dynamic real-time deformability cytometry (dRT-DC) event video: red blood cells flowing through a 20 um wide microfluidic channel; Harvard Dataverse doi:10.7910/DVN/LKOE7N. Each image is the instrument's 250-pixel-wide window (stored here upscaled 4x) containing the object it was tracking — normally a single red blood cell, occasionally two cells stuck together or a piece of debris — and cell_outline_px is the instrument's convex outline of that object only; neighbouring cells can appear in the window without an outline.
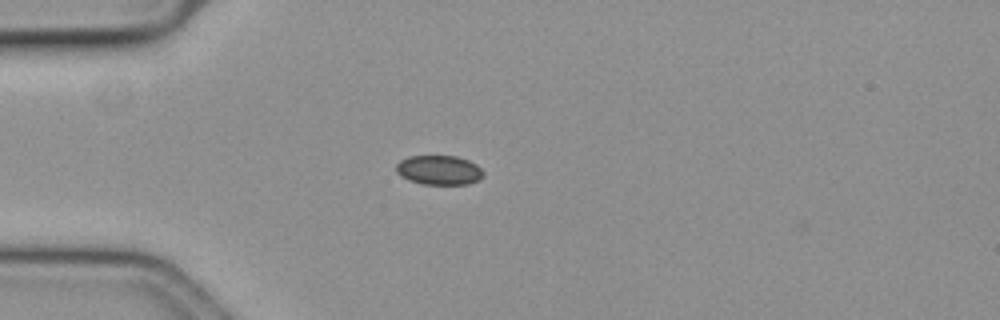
{"species": "common noctule bat (a hibernating species)", "species_latin": "Nyctalus noctula", "temperature_condition": "cold", "stored_images_in_passage": 43, "camera_frame_rate_fps": 3000, "um_per_image_px": 0.085, "animal": {"sex": "female", "body_mass_g": 19.3, "forearm_length_mm": 54.1}, "frame": {"image": 1, "passage_image": 1, "time_ms": 0.0, "image_size_px": [1000, 320], "cell_outline_px": [[484, 176], [480, 180], [468, 184], [420, 184], [408, 180], [400, 176], [396, 172], [396, 164], [400, 160], [408, 156], [456, 156], [468, 160], [476, 164], [484, 172]], "centroid_in_image_um": [37.31, 14.46], "position_along_channel_um": 47.7, "area_um2": 15.14}}
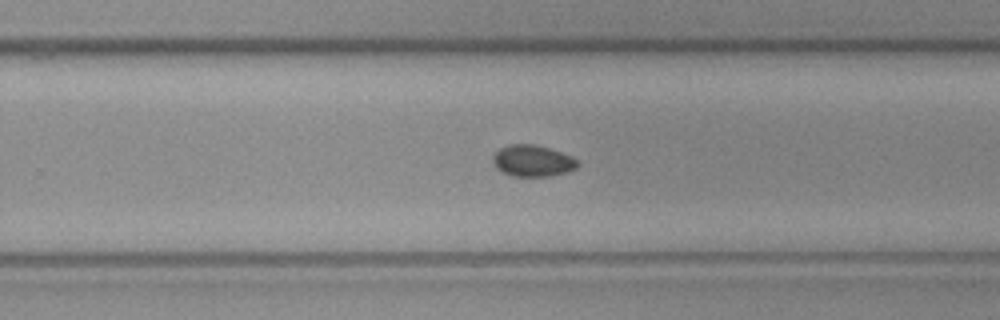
{"frame": {"image": 2, "passage_image": 22, "time_ms": 7.0, "image_size_px": [1000, 320], "cell_outline_px": [[580, 164], [576, 168], [568, 172], [548, 176], [512, 176], [500, 172], [496, 168], [492, 160], [492, 156], [500, 148], [508, 144], [536, 144], [572, 156]], "centroid_in_image_um": [45.25, 13.67], "position_along_channel_um": 284.6, "area_um2": 15.66}}
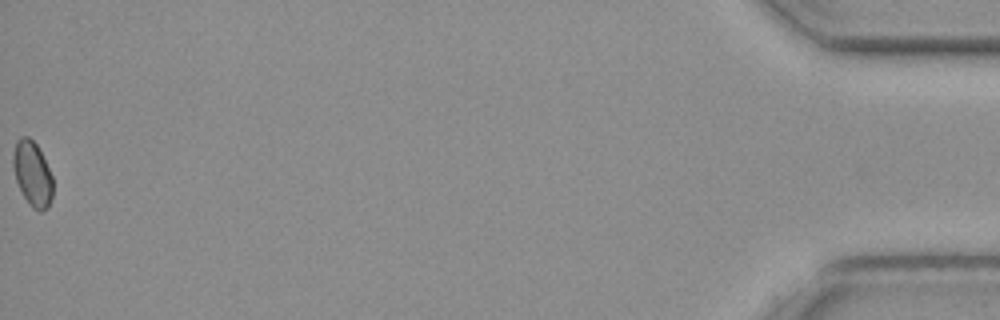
{"frame": {"image": 3, "passage_image": 43, "time_ms": 14.0, "image_size_px": [1000, 320], "cell_outline_px": [[52, 196], [48, 208], [40, 212], [32, 208], [28, 204], [16, 180], [12, 164], [12, 156], [16, 140], [20, 136], [28, 136], [36, 144], [52, 176]], "centroid_in_image_um": [2.73, 14.78], "position_along_channel_um": 432.5, "area_um2": 14.97}, "authors_computed_cell_mechanics": {"area_um2": 15.1436, "velocity_mm_per_s": 3.6231, "shape_relaxation_time_tau1_ms": null, "shape_relaxation_time_tau2_ms": 6.822, "deformation_change_tau1": null, "deformation_change_tau2": 0.0611}}